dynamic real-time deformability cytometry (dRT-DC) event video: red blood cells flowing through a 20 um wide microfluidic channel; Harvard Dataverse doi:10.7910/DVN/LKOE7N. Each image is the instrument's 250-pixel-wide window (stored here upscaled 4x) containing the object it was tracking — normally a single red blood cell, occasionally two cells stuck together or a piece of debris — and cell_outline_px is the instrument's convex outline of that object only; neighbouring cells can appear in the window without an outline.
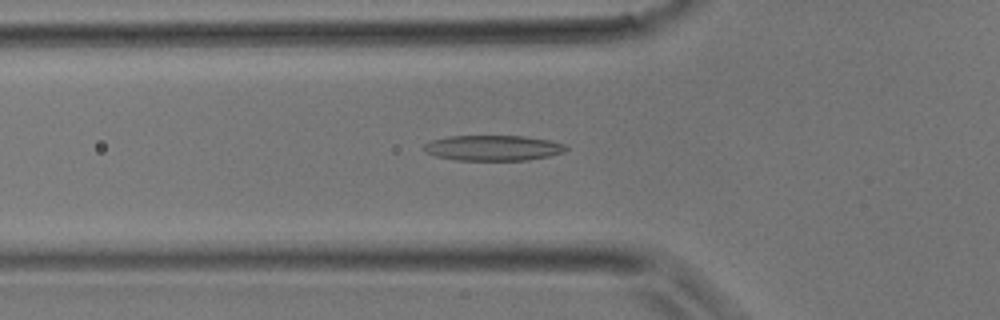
{"species": "common noctule bat (a hibernating species)", "species_latin": "Nyctalus noctula", "temperature_condition": "room temperature", "stored_images_in_passage": 36, "camera_frame_rate_fps": 3000, "um_per_image_px": 0.085, "animal": {"sex": "male", "body_mass_g": 17.9}, "frame": {"image": 1, "passage_image": 13, "time_ms": 4.0, "image_size_px": [1000, 320], "cell_outline_px": [[568, 148], [564, 152], [548, 156], [528, 160], [456, 160], [436, 156], [424, 152], [420, 148], [424, 144], [432, 140], [448, 136], [524, 136], [548, 140], [564, 144]], "centroid_in_image_um": [41.86, 12.57], "position_along_channel_um": 83.9, "area_um2": 21.1}}
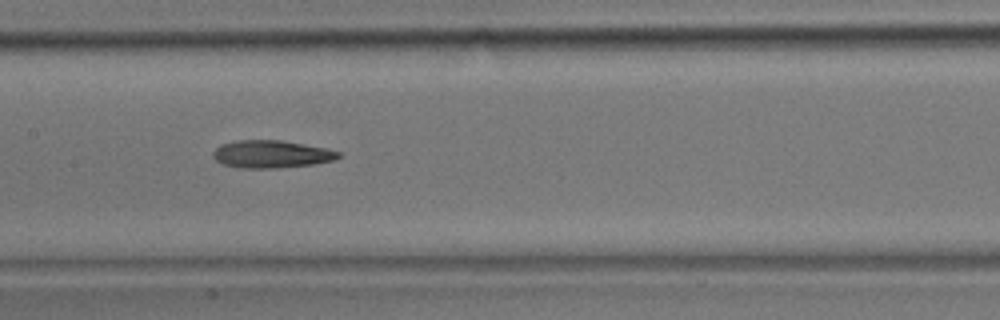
{"frame": {"image": 2, "passage_image": 19, "time_ms": 6.0, "image_size_px": [1000, 320], "cell_outline_px": [[344, 156], [336, 160], [316, 164], [276, 168], [240, 168], [224, 164], [216, 160], [212, 156], [212, 152], [220, 144], [236, 140], [280, 140], [328, 148], [340, 152]], "centroid_in_image_um": [23.12, 13.1], "position_along_channel_um": 184.3, "area_um2": 20.46}}
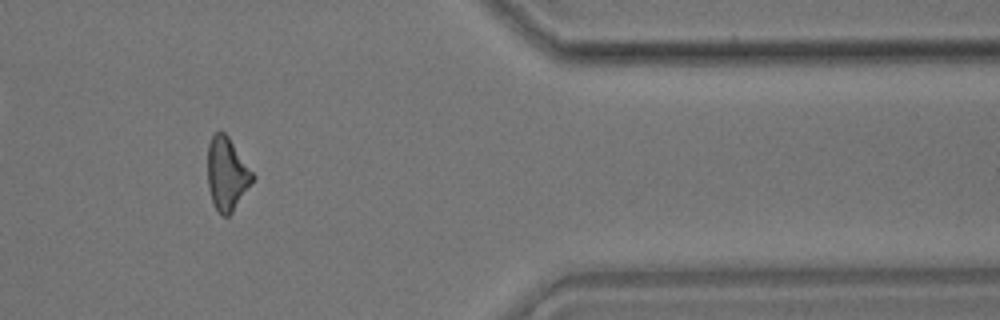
{"frame": {"image": 3, "passage_image": 33, "time_ms": 10.667, "image_size_px": [1000, 320], "cell_outline_px": [[256, 176], [232, 212], [228, 216], [220, 216], [212, 200], [208, 188], [208, 144], [212, 136], [216, 132], [224, 132], [228, 136]], "centroid_in_image_um": [19.29, 14.78], "position_along_channel_um": 392.1, "area_um2": 18.96}}